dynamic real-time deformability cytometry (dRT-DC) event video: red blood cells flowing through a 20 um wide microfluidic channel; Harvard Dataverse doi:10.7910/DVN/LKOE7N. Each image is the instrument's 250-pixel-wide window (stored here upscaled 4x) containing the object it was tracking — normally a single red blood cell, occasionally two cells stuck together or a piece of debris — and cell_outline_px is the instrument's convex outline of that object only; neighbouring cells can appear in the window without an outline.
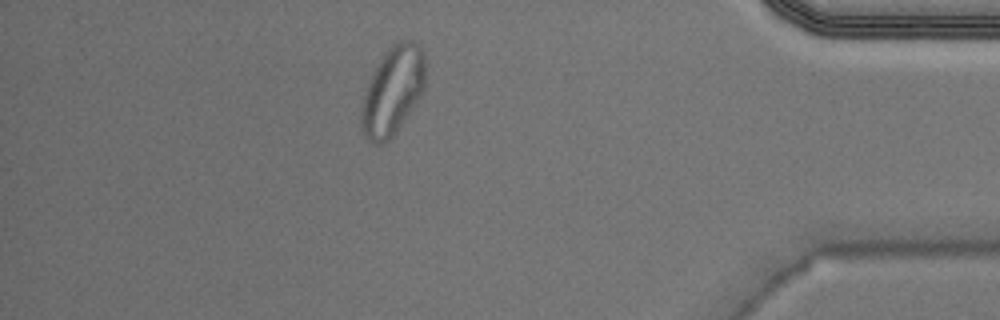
{"species": "Egyptian fruit bat (a non-hibernating species)", "species_latin": "Rousettus aegyptiacus", "temperature_condition": "warm", "stored_images_in_passage": 49, "segment_of_instrument_passage": [1, 2], "camera_frame_rate_fps": 3000, "um_per_image_px": 0.085, "animal": {"sex": "male"}, "frame": {"image": 1, "passage_image": 42, "time_ms": 13.667, "image_size_px": [1000, 320], "cell_outline_px": [[424, 88], [416, 104], [396, 132], [388, 140], [380, 144], [372, 144], [360, 128], [360, 112], [364, 96], [372, 72], [384, 52], [392, 44], [400, 40], [412, 40], [424, 52]], "centroid_in_image_um": [33.36, 7.72], "position_along_channel_um": 401.8, "area_um2": 32.89}}